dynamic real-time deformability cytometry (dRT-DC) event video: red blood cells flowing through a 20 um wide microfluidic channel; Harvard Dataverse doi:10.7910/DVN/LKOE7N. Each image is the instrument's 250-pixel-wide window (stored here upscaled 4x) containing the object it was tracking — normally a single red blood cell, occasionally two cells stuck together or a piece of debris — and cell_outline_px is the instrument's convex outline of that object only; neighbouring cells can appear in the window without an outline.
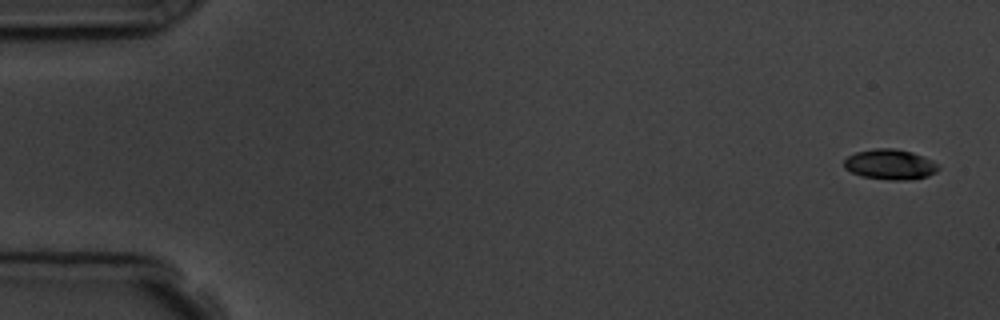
{"species": "common noctule bat (a hibernating species)", "species_latin": "Nyctalus noctula", "temperature_condition": "room temperature", "stored_images_in_passage": 5, "camera_frame_rate_fps": 3000, "um_per_image_px": 0.085, "animal": {"sex": "male", "body_mass_g": 19.5, "forearm_length_mm": 54.6}, "frame": {"image": 1, "passage_image": 1, "time_ms": 0.0, "image_size_px": [1000, 320], "cell_outline_px": [[940, 168], [936, 172], [928, 176], [912, 180], [888, 180], [860, 176], [844, 168], [844, 160], [848, 156], [856, 152], [876, 148], [892, 148], [912, 152], [932, 160]], "centroid_in_image_um": [75.65, 13.99], "position_along_channel_um": 9.3, "area_um2": 16.7}}
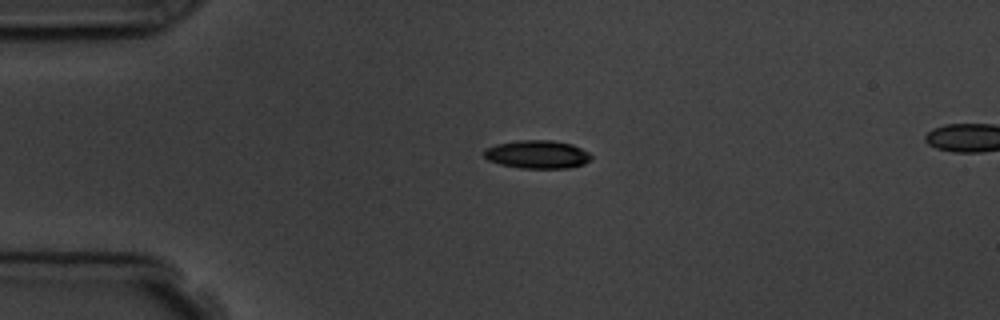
{"frame": {"image": 2, "passage_image": 4, "time_ms": 3.667, "image_size_px": [1000, 320], "cell_outline_px": [[592, 160], [584, 164], [568, 168], [520, 168], [500, 164], [488, 160], [484, 156], [484, 148], [496, 144], [520, 140], [552, 140], [572, 144], [588, 152], [592, 156]], "centroid_in_image_um": [45.67, 13.12], "position_along_channel_um": 39.3, "area_um2": 17.69}}